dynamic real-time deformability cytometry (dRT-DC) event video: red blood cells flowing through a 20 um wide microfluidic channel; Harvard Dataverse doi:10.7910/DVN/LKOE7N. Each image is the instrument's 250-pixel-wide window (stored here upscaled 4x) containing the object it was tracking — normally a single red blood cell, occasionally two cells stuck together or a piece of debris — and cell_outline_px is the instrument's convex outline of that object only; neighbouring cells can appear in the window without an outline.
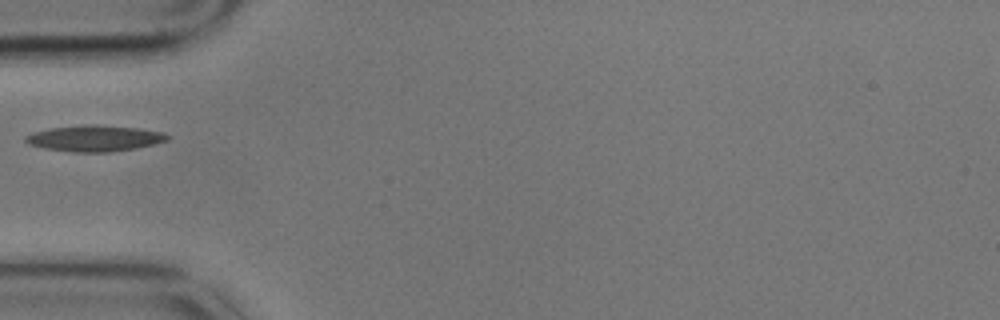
{"species": "common noctule bat (a hibernating species)", "species_latin": "Nyctalus noctula", "temperature_condition": "cold", "stored_images_in_passage": 1, "camera_frame_rate_fps": 3000, "um_per_image_px": 0.085, "animal": {"sex": "male", "body_mass_g": 17.9}, "frame": {"image": 1, "passage_image": 1, "time_ms": 0.0, "image_size_px": [1000, 320], "cell_outline_px": [[168, 140], [136, 148], [108, 152], [72, 152], [44, 148], [28, 144], [24, 140], [24, 136], [36, 132], [52, 128], [84, 124], [96, 124], [136, 128], [164, 132], [168, 136]], "centroid_in_image_um": [8.02, 11.75], "position_along_channel_um": 77.0, "area_um2": 21.39}}